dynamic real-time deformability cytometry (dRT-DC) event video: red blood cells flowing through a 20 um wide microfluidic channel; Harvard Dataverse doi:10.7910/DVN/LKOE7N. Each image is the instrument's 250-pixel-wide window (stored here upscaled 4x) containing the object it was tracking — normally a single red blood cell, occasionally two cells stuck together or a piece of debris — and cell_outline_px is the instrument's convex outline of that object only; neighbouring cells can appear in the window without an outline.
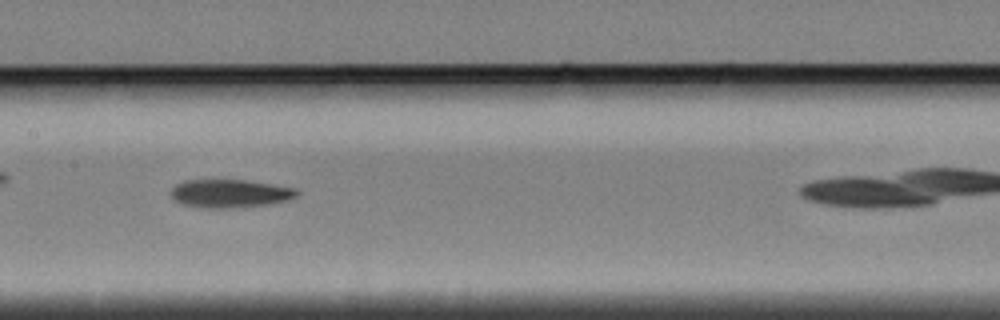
{"species": "Egyptian fruit bat (a non-hibernating species)", "species_latin": "Rousettus aegyptiacus", "temperature_condition": "cold", "stored_images_in_passage": 35, "camera_frame_rate_fps": 3000, "um_per_image_px": 0.085, "animal": {"sex": "female"}, "frame": {"image": 1, "passage_image": 16, "time_ms": 5.0, "image_size_px": [1000, 320], "cell_outline_px": [[300, 192], [296, 196], [288, 200], [272, 204], [236, 208], [204, 208], [184, 204], [176, 200], [172, 196], [172, 188], [176, 184], [184, 180], [244, 180], [272, 184], [296, 188]], "centroid_in_image_um": [19.6, 16.45], "position_along_channel_um": 187.8, "area_um2": 20.75}}
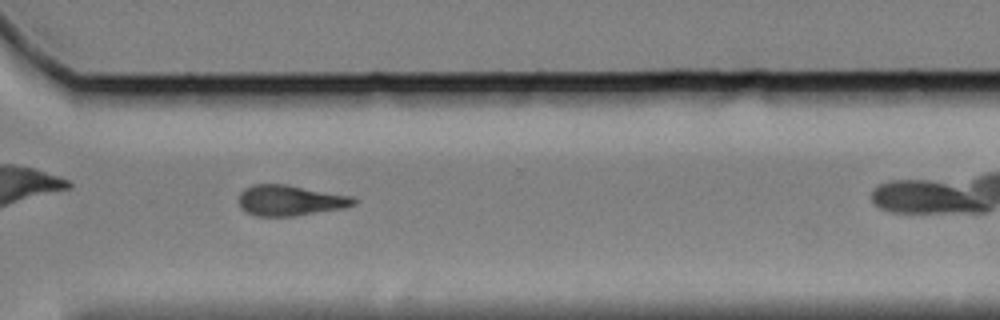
{"frame": {"image": 2, "passage_image": 30, "time_ms": 9.667, "image_size_px": [1000, 320], "cell_outline_px": [[356, 204], [344, 208], [296, 216], [256, 216], [240, 208], [240, 192], [244, 188], [252, 184], [284, 184], [352, 196], [356, 200]], "centroid_in_image_um": [24.66, 17.04], "position_along_channel_um": 345.9, "area_um2": 20.46}}